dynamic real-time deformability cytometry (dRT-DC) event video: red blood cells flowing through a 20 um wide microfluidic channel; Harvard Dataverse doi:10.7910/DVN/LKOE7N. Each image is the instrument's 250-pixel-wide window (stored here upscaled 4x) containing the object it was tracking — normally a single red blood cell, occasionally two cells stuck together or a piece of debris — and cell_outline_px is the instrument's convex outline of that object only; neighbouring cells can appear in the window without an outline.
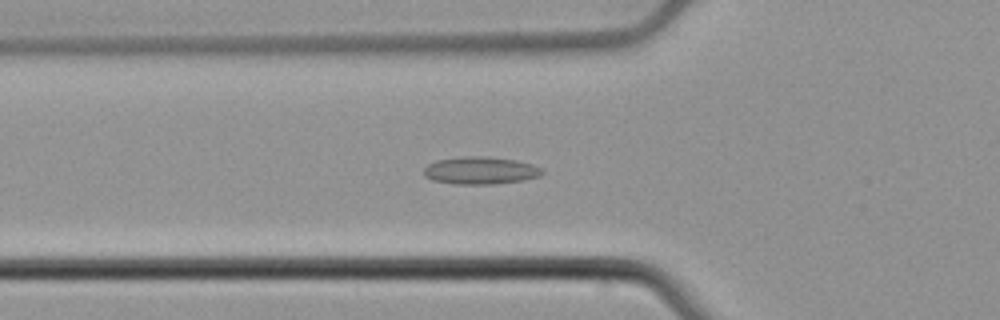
{"species": "common noctule bat (a hibernating species)", "species_latin": "Nyctalus noctula", "temperature_condition": "cold", "stored_images_in_passage": 42, "camera_frame_rate_fps": 3000, "um_per_image_px": 0.085, "animal": {"sex": "male", "body_mass_g": 21.5, "forearm_length_mm": 52.0}, "frame": {"image": 1, "passage_image": 12, "time_ms": 3.667, "image_size_px": [1000, 320], "cell_outline_px": [[544, 172], [540, 176], [524, 180], [496, 184], [456, 184], [432, 180], [424, 176], [424, 168], [428, 164], [436, 160], [464, 156], [484, 156], [516, 160], [532, 164], [544, 168]], "centroid_in_image_um": [40.86, 14.49], "position_along_channel_um": 84.9, "area_um2": 19.13}}
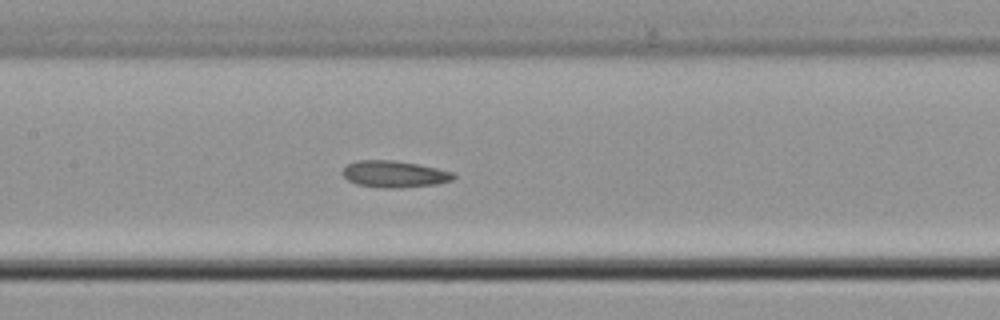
{"frame": {"image": 2, "passage_image": 19, "time_ms": 6.0, "image_size_px": [1000, 320], "cell_outline_px": [[456, 176], [452, 180], [436, 184], [396, 188], [384, 188], [356, 184], [348, 180], [340, 172], [348, 164], [356, 160], [392, 160], [416, 164], [436, 168], [452, 172]], "centroid_in_image_um": [33.48, 14.8], "position_along_channel_um": 173.9, "area_um2": 17.11}}
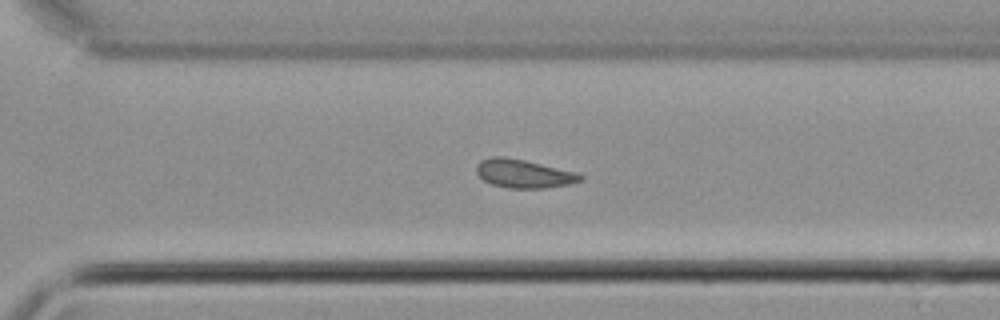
{"frame": {"image": 3, "passage_image": 31, "time_ms": 10.0, "image_size_px": [1000, 320], "cell_outline_px": [[584, 180], [568, 184], [544, 188], [508, 188], [492, 184], [484, 180], [476, 172], [476, 164], [480, 160], [492, 156], [504, 156], [524, 160], [576, 172], [584, 176]], "centroid_in_image_um": [44.5, 14.75], "position_along_channel_um": 326.1, "area_um2": 17.22}, "authors_computed_cell_mechanics": {"area_um2": 17.3111, "velocity_mm_per_s": 3.8011, "shape_relaxation_time_tau1_ms": null, "shape_relaxation_time_tau2_ms": 3.0403, "deformation_change_tau1": null, "deformation_change_tau2": 0.0841}}